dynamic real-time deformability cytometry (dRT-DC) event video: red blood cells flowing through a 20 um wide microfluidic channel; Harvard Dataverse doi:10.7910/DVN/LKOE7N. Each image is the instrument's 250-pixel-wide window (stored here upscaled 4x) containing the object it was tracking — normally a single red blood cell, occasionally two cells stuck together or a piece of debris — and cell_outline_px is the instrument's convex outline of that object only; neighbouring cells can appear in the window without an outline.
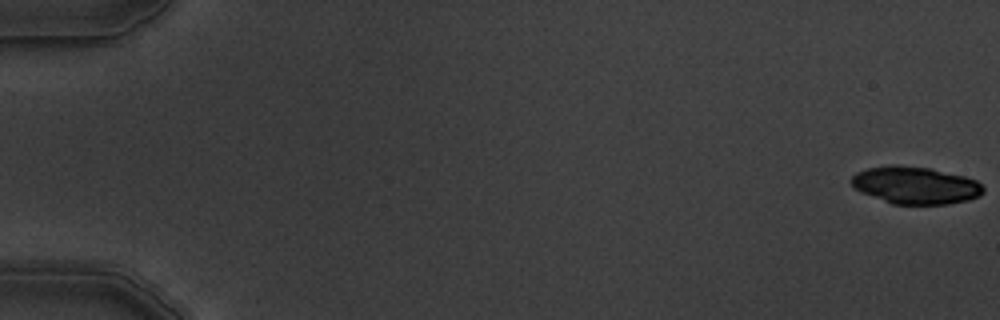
{"species": "common noctule bat (a hibernating species)", "species_latin": "Nyctalus noctula", "temperature_condition": "warm", "stored_images_in_passage": 6, "camera_frame_rate_fps": 3000, "um_per_image_px": 0.085, "animal": {"sex": "male", "body_mass_g": 19.5, "forearm_length_mm": 54.6}, "frame": {"image": 1, "passage_image": 1, "time_ms": 0.0, "image_size_px": [1000, 320], "cell_outline_px": [[984, 192], [980, 196], [968, 200], [948, 204], [892, 204], [860, 192], [852, 188], [852, 176], [856, 172], [868, 168], [888, 164], [896, 164], [932, 168], [964, 176], [976, 180], [984, 188]], "centroid_in_image_um": [77.79, 15.74], "position_along_channel_um": 7.2, "area_um2": 29.02}}